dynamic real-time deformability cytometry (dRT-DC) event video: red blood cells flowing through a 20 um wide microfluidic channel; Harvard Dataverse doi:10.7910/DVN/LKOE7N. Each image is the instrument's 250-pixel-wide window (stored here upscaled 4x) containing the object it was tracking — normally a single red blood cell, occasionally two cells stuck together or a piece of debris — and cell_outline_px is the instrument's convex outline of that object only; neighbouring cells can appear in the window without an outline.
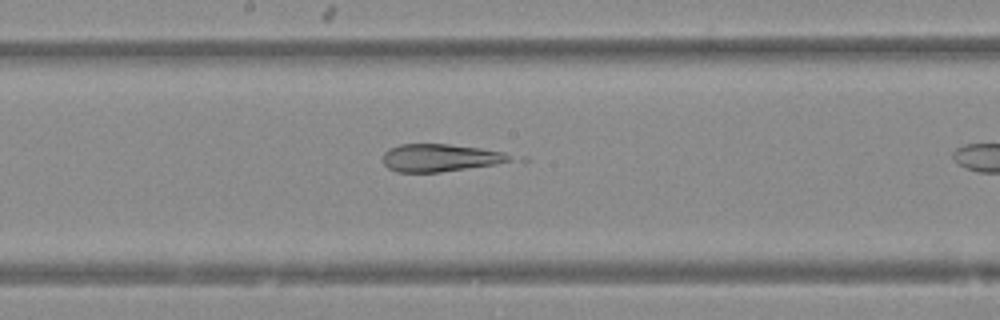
{"species": "Egyptian fruit bat (a non-hibernating species)", "species_latin": "Rousettus aegyptiacus", "temperature_condition": "warm", "stored_images_in_passage": 16, "camera_frame_rate_fps": 3000, "um_per_image_px": 0.085, "animal": {"sex": "female"}, "frame": {"image": 1, "passage_image": 12, "time_ms": 3.667, "image_size_px": [1000, 320], "cell_outline_px": [[512, 160], [496, 164], [440, 172], [396, 172], [388, 168], [384, 164], [384, 152], [388, 148], [400, 144], [448, 144], [480, 148], [504, 152], [512, 156]], "centroid_in_image_um": [37.39, 13.41], "position_along_channel_um": 210.8, "area_um2": 20.4}}